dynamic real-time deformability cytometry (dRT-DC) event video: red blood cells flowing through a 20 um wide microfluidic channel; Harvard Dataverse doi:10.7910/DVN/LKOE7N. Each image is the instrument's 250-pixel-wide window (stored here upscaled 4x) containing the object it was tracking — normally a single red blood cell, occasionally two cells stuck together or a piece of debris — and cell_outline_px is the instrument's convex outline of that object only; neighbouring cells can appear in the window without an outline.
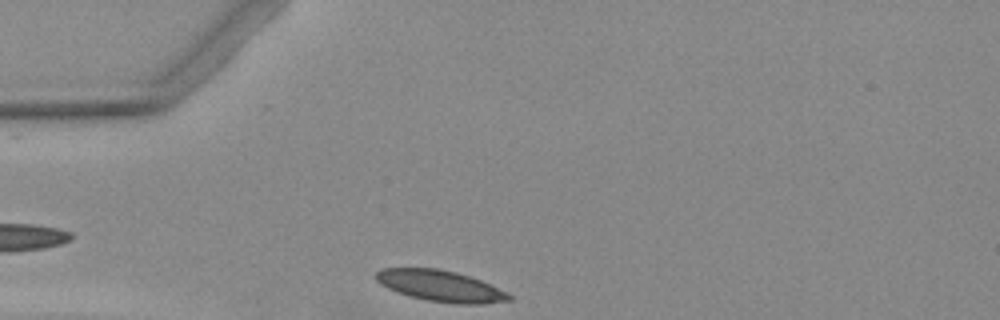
{"species": "Egyptian fruit bat (a non-hibernating species)", "species_latin": "Rousettus aegyptiacus", "temperature_condition": "warm", "stored_images_in_passage": 3, "camera_frame_rate_fps": 3000, "um_per_image_px": 0.085, "animal": {"sex": "female"}, "frame": {"image": 1, "passage_image": 3, "time_ms": 2.667, "image_size_px": [1000, 320], "cell_outline_px": [[512, 300], [484, 304], [456, 304], [428, 300], [408, 296], [396, 292], [380, 284], [376, 280], [376, 272], [380, 268], [436, 268], [456, 272], [480, 280], [512, 296]], "centroid_in_image_um": [37.39, 24.31], "position_along_channel_um": 47.6, "area_um2": 23.99}}